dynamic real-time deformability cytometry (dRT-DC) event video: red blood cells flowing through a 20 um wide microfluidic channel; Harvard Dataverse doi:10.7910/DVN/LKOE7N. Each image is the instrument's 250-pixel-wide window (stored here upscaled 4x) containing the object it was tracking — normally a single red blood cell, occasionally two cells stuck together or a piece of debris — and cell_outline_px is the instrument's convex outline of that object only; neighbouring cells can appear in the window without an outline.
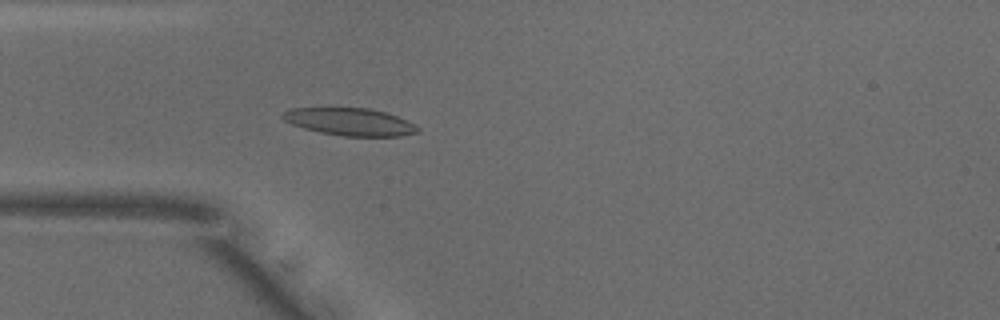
{"species": "common noctule bat (a hibernating species)", "species_latin": "Nyctalus noctula", "temperature_condition": "warm", "stored_images_in_passage": 51, "camera_frame_rate_fps": 3000, "um_per_image_px": 0.085, "animal": {"sex": "male", "body_mass_g": 18.8}, "frame": {"image": 1, "passage_image": 14, "time_ms": 4.333, "image_size_px": [1000, 320], "cell_outline_px": [[420, 132], [400, 136], [344, 136], [320, 132], [304, 128], [292, 124], [284, 120], [280, 116], [288, 108], [368, 108], [388, 112], [416, 124], [420, 128]], "centroid_in_image_um": [29.78, 10.35], "position_along_channel_um": 55.2, "area_um2": 21.73}}
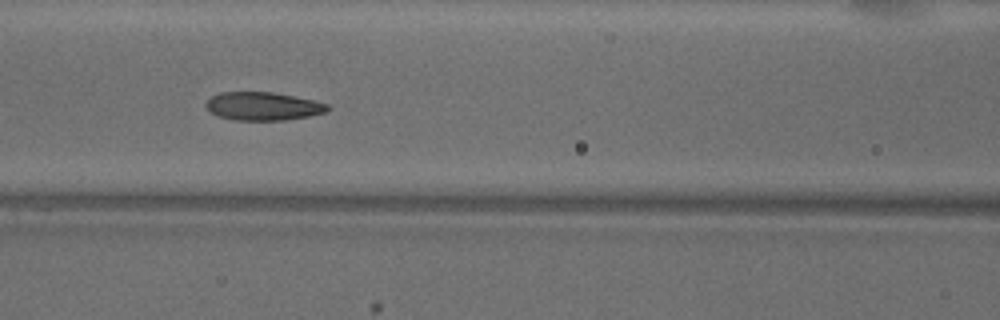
{"frame": {"image": 2, "passage_image": 21, "time_ms": 6.667, "image_size_px": [1000, 320], "cell_outline_px": [[332, 108], [324, 112], [308, 116], [284, 120], [236, 120], [216, 116], [208, 112], [204, 104], [212, 96], [220, 92], [272, 92], [312, 100], [328, 104]], "centroid_in_image_um": [22.3, 9.03], "position_along_channel_um": 144.3, "area_um2": 20.0}}
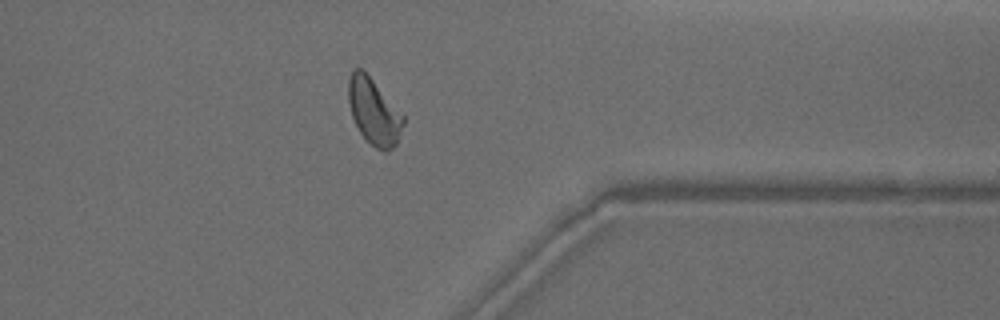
{"frame": {"image": 3, "passage_image": 40, "time_ms": 13.0, "image_size_px": [1000, 320], "cell_outline_px": [[404, 124], [396, 144], [388, 152], [384, 152], [376, 148], [360, 132], [352, 116], [348, 100], [348, 80], [352, 68], [360, 68], [372, 80], [404, 116]], "centroid_in_image_um": [31.77, 9.5], "position_along_channel_um": 379.6, "area_um2": 20.69}, "authors_computed_cell_mechanics": {"area_um2": 20.6924, "velocity_mm_per_s": 3.9002, "shape_relaxation_time_tau1_ms": 4.7548, "shape_relaxation_time_tau2_ms": 1.2911, "deformation_change_tau1": 0.1538, "deformation_change_tau2": 0.0714}}